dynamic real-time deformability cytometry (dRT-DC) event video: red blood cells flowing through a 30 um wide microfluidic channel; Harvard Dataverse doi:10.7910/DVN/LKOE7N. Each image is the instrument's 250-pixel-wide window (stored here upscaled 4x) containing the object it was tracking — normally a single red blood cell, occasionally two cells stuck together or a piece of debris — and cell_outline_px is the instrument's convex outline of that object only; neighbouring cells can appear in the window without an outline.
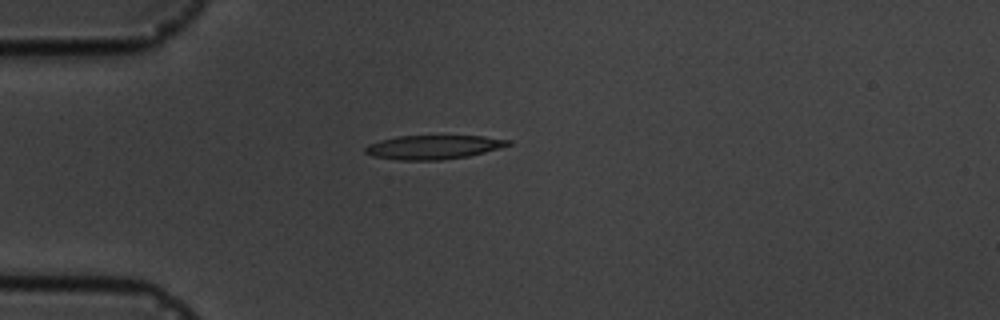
{"species": "common noctule bat (a hibernating species)", "species_latin": "Nyctalus noctula", "temperature_condition": "cold", "stored_images_in_passage": 3, "camera_frame_rate_fps": 3000, "um_per_image_px": 0.085, "animal": {"sex": "male", "body_mass_g": 19.5, "forearm_length_mm": 54.6}, "frame": {"image": 1, "passage_image": 3, "time_ms": 3.0, "image_size_px": [1000, 320], "cell_outline_px": [[512, 144], [484, 152], [468, 156], [440, 160], [400, 160], [372, 156], [364, 152], [364, 148], [368, 144], [380, 140], [396, 136], [484, 136], [512, 140]], "centroid_in_image_um": [36.82, 12.5], "position_along_channel_um": 48.2, "area_um2": 19.94}}